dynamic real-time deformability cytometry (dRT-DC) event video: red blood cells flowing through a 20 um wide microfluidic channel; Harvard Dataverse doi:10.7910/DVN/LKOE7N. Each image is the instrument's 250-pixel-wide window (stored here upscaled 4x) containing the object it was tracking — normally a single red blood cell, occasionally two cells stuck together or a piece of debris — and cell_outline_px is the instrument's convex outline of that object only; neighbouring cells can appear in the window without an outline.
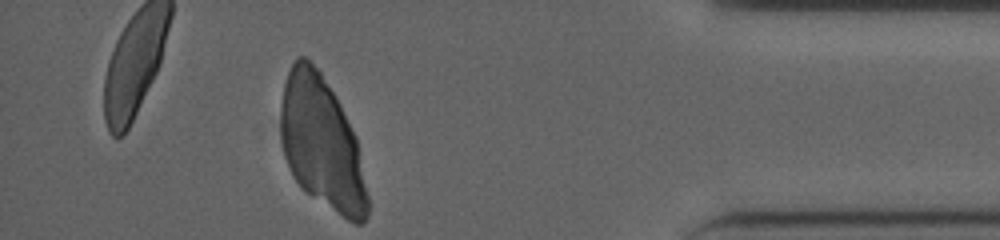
{"species": "human", "species_latin": "Homo sapiens", "temperature_condition": "cold", "stored_images_in_passage": 45, "camera_frame_rate_fps": 3000, "um_per_image_px": 0.085, "donor": {"sex": "male"}, "frame": {"image": 1, "passage_image": 45, "time_ms": 14.667, "image_size_px": [1000, 240], "cell_outline_px": [[372, 204], [368, 216], [360, 224], [356, 224], [348, 220], [304, 192], [292, 176], [284, 156], [280, 140], [280, 104], [284, 84], [288, 72], [296, 56], [304, 56], [320, 72], [336, 96], [356, 136]], "centroid_in_image_um": [27.36, 12.22], "position_along_channel_um": 407.8, "area_um2": 67.97}}